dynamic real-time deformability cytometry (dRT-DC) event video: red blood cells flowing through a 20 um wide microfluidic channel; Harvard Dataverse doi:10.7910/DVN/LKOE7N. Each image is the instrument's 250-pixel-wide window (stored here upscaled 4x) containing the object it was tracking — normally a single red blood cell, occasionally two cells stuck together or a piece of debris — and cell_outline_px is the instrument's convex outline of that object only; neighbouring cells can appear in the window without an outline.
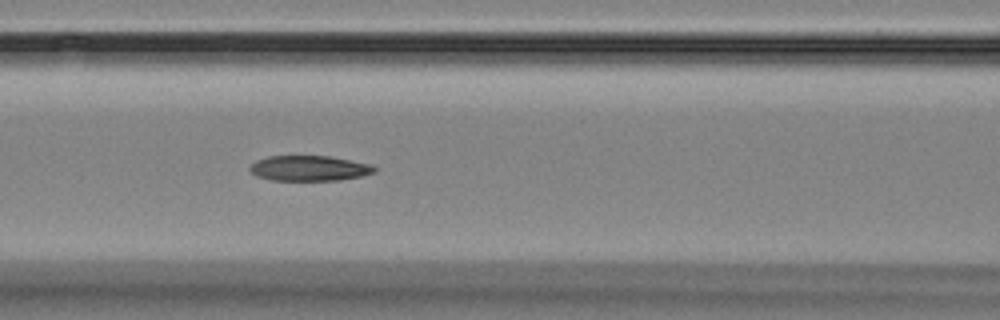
{"species": "Egyptian fruit bat (a non-hibernating species)", "species_latin": "Rousettus aegyptiacus", "temperature_condition": "room temperature", "stored_images_in_passage": 6, "camera_frame_rate_fps": 3000, "um_per_image_px": 0.085, "animal": {"sex": "female"}, "frame": {"image": 1, "passage_image": 6, "time_ms": 7.0, "image_size_px": [1000, 320], "cell_outline_px": [[376, 172], [360, 176], [340, 180], [272, 180], [256, 176], [248, 168], [256, 160], [268, 156], [328, 156], [372, 164], [376, 168]], "centroid_in_image_um": [26.29, 14.3], "position_along_channel_um": 140.3, "area_um2": 18.32}}